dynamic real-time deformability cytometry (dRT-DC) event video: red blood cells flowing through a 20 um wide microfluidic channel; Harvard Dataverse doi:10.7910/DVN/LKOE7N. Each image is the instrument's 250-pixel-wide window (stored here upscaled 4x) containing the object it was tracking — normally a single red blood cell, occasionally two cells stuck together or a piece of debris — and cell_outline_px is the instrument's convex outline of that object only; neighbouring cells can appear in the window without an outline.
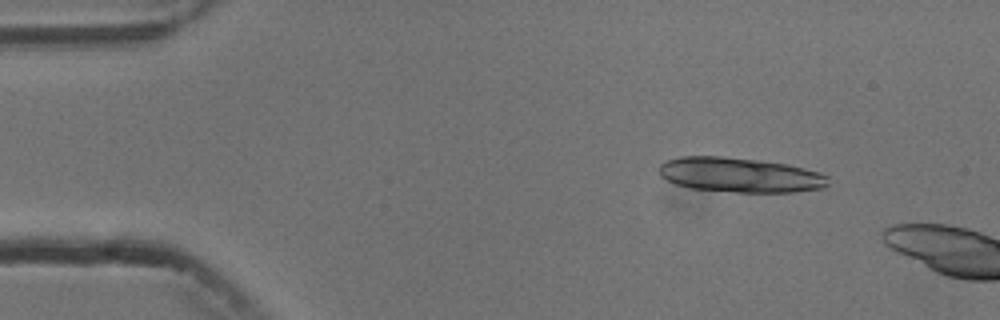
{"species": "common noctule bat (a hibernating species)", "species_latin": "Nyctalus noctula", "temperature_condition": "cold", "stored_images_in_passage": 3, "camera_frame_rate_fps": 3000, "um_per_image_px": 0.085, "animal": {"sex": "male", "body_mass_g": 13.3}, "frame": {"image": 1, "passage_image": 2, "time_ms": 1.333, "image_size_px": [1000, 320], "cell_outline_px": [[828, 184], [824, 188], [792, 192], [736, 192], [688, 188], [676, 184], [660, 176], [660, 164], [664, 160], [680, 156], [724, 156], [760, 160], [788, 164], [820, 172], [828, 176]], "centroid_in_image_um": [62.89, 14.86], "position_along_channel_um": 22.1, "area_um2": 34.51}}